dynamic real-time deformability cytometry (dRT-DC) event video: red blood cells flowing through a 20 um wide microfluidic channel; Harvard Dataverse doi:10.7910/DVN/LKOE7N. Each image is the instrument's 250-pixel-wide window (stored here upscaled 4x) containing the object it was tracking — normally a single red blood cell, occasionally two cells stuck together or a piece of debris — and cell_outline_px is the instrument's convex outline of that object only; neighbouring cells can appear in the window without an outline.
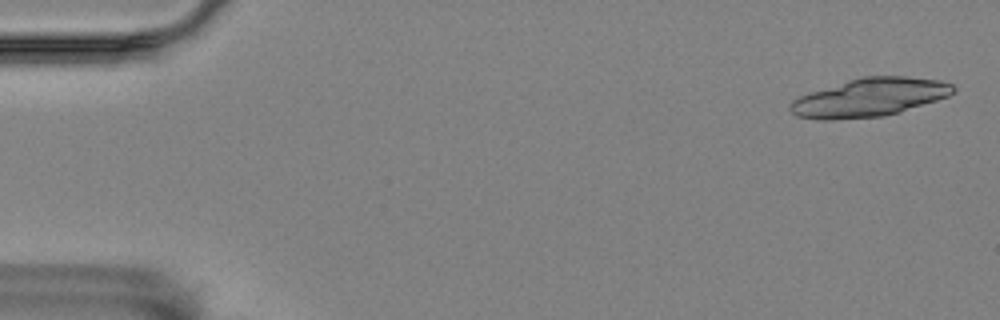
{"species": "Egyptian fruit bat (a non-hibernating species)", "species_latin": "Rousettus aegyptiacus", "temperature_condition": "room temperature", "stored_images_in_passage": 20, "camera_frame_rate_fps": 3000, "um_per_image_px": 0.085, "animal": {"sex": "female"}, "frame": {"image": 1, "passage_image": 2, "time_ms": 0.333, "image_size_px": [1000, 320], "cell_outline_px": [[956, 92], [948, 96], [900, 112], [884, 116], [832, 120], [816, 120], [796, 116], [788, 108], [792, 100], [800, 96], [848, 80], [864, 76], [908, 76], [940, 80], [952, 84], [956, 88]], "centroid_in_image_um": [73.92, 8.29], "position_along_channel_um": 11.1, "area_um2": 36.41}}